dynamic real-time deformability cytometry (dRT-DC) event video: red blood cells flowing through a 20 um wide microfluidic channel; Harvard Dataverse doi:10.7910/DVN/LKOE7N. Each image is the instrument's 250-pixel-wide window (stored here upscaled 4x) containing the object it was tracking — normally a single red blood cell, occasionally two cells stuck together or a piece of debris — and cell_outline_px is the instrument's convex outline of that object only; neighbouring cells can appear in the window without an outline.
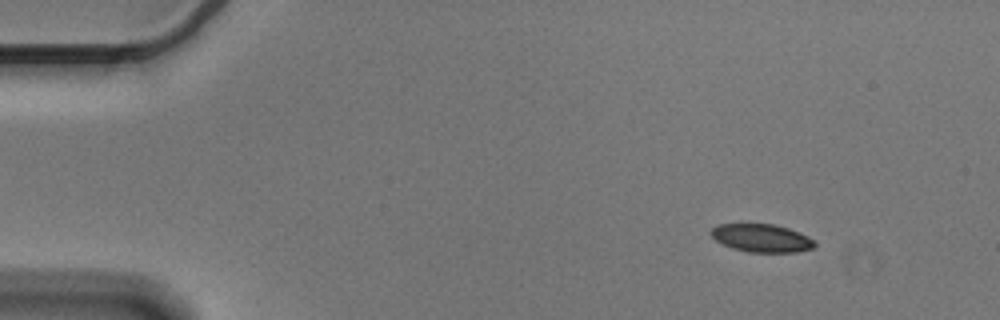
{"species": "Egyptian fruit bat (a non-hibernating species)", "species_latin": "Rousettus aegyptiacus", "temperature_condition": "cold", "stored_images_in_passage": 56, "camera_frame_rate_fps": 3000, "um_per_image_px": 0.085, "animal": {"sex": "male"}, "frame": {"image": 1, "passage_image": 6, "time_ms": 1.667, "image_size_px": [1000, 320], "cell_outline_px": [[816, 244], [812, 248], [796, 252], [748, 252], [732, 248], [716, 240], [708, 232], [712, 228], [720, 224], [772, 224], [788, 228], [808, 236]], "centroid_in_image_um": [64.71, 20.23], "position_along_channel_um": 20.3, "area_um2": 16.76}}
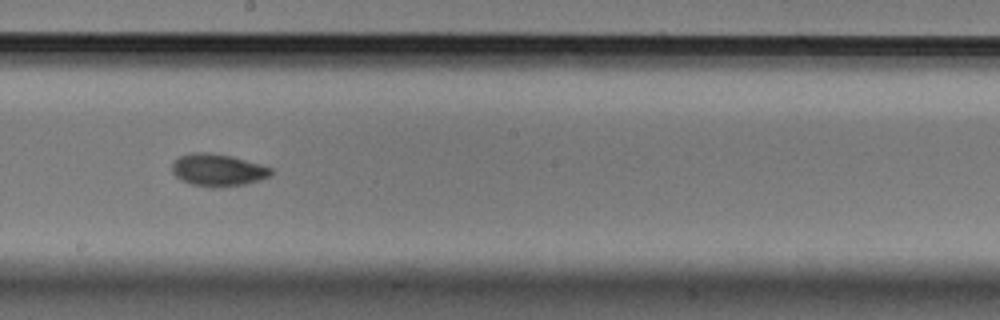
{"frame": {"image": 2, "passage_image": 31, "time_ms": 10.0, "image_size_px": [1000, 320], "cell_outline_px": [[272, 176], [248, 184], [220, 188], [212, 188], [192, 184], [180, 180], [172, 172], [172, 160], [180, 156], [192, 152], [208, 152], [232, 156], [260, 164], [272, 168]], "centroid_in_image_um": [18.52, 14.46], "position_along_channel_um": 229.7, "area_um2": 19.02}}
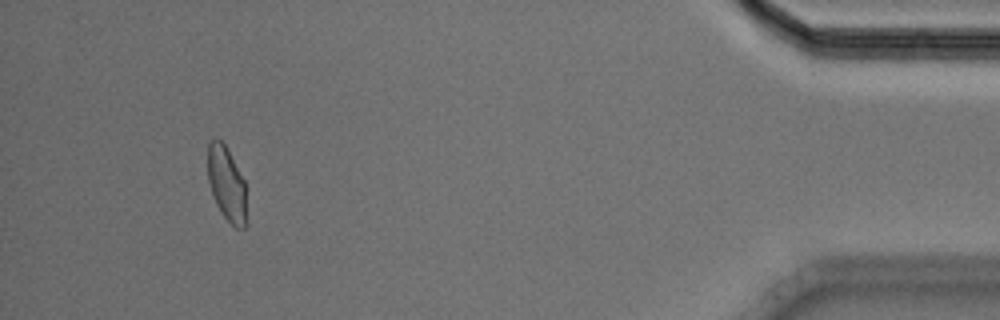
{"frame": {"image": 3, "passage_image": 52, "time_ms": 17.0, "image_size_px": [1000, 320], "cell_outline_px": [[244, 228], [236, 228], [220, 212], [216, 204], [208, 180], [208, 144], [212, 140], [220, 140], [224, 144], [244, 180]], "centroid_in_image_um": [19.22, 15.61], "position_along_channel_um": 416.0, "area_um2": 16.01}, "authors_computed_cell_mechanics": {"area_um2": 17.8024, "velocity_mm_per_s": 3.5708, "shape_relaxation_time_tau1_ms": 4.5606, "shape_relaxation_time_tau2_ms": 3.5392, "deformation_change_tau1": 0.1523, "deformation_change_tau2": 0.0711}}